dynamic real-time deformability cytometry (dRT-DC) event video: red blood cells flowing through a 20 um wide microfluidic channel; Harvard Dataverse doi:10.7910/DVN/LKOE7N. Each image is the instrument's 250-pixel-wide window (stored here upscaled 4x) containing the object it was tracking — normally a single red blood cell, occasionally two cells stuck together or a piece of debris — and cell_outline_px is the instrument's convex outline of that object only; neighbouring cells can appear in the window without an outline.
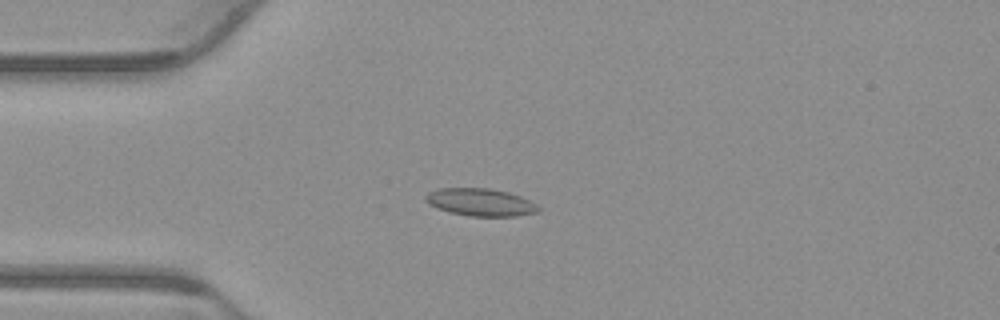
{"species": "common noctule bat (a hibernating species)", "species_latin": "Nyctalus noctula", "temperature_condition": "warm", "stored_images_in_passage": 54, "camera_frame_rate_fps": 3000, "um_per_image_px": 0.085, "animal": {"sex": "male", "body_mass_g": 23.1, "forearm_length_mm": 52.7}, "frame": {"image": 1, "passage_image": 14, "time_ms": 4.333, "image_size_px": [1000, 320], "cell_outline_px": [[540, 212], [516, 216], [468, 216], [436, 208], [428, 204], [424, 200], [424, 196], [428, 192], [440, 188], [488, 188], [508, 192], [520, 196], [536, 204], [540, 208]], "centroid_in_image_um": [40.82, 17.19], "position_along_channel_um": 44.2, "area_um2": 18.15}}
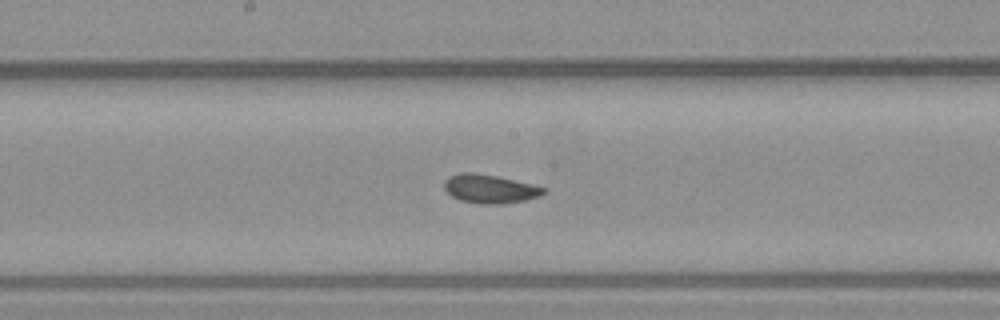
{"frame": {"image": 2, "passage_image": 28, "time_ms": 9.0, "image_size_px": [1000, 320], "cell_outline_px": [[548, 192], [540, 196], [524, 200], [500, 204], [480, 204], [460, 200], [452, 196], [444, 188], [444, 180], [448, 176], [460, 172], [472, 172], [496, 176], [532, 184], [548, 188]], "centroid_in_image_um": [41.65, 16.05], "position_along_channel_um": 206.6, "area_um2": 16.7}}
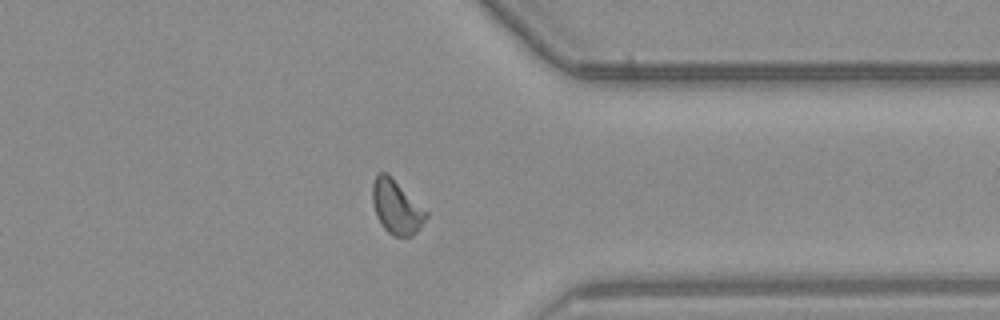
{"frame": {"image": 3, "passage_image": 42, "time_ms": 13.667, "image_size_px": [1000, 320], "cell_outline_px": [[428, 216], [420, 228], [412, 236], [392, 236], [384, 228], [376, 216], [372, 200], [372, 184], [376, 176], [380, 172], [388, 172], [428, 212]], "centroid_in_image_um": [33.7, 17.58], "position_along_channel_um": 377.7, "area_um2": 16.94}, "authors_computed_cell_mechanics": {"area_um2": 16.6753, "velocity_mm_per_s": 3.8323, "shape_relaxation_time_tau1_ms": null, "shape_relaxation_time_tau2_ms": 2.2243, "deformation_change_tau1": null, "deformation_change_tau2": 0.0502}}